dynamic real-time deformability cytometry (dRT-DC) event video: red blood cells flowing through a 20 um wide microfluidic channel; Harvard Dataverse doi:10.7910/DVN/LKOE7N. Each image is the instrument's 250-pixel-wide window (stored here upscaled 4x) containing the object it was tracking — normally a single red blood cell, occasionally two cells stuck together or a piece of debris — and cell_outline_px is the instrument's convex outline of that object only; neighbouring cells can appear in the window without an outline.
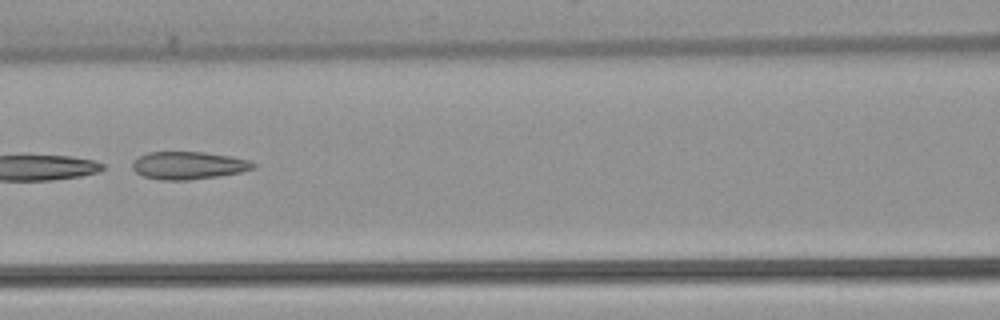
{"species": "common noctule bat (a hibernating species)", "species_latin": "Nyctalus noctula", "temperature_condition": "warm", "stored_images_in_passage": 7, "camera_frame_rate_fps": 3000, "um_per_image_px": 0.085, "animal": {"sex": "female", "body_mass_g": 22.7, "forearm_length_mm": 54.2}, "frame": {"image": 1, "passage_image": 7, "time_ms": 8.0, "image_size_px": [1000, 320], "cell_outline_px": [[256, 168], [240, 172], [216, 176], [188, 180], [160, 180], [144, 176], [136, 172], [132, 168], [132, 164], [140, 156], [148, 152], [204, 152], [228, 156], [248, 160], [256, 164]], "centroid_in_image_um": [16.02, 14.06], "position_along_channel_um": 150.6, "area_um2": 19.25}}